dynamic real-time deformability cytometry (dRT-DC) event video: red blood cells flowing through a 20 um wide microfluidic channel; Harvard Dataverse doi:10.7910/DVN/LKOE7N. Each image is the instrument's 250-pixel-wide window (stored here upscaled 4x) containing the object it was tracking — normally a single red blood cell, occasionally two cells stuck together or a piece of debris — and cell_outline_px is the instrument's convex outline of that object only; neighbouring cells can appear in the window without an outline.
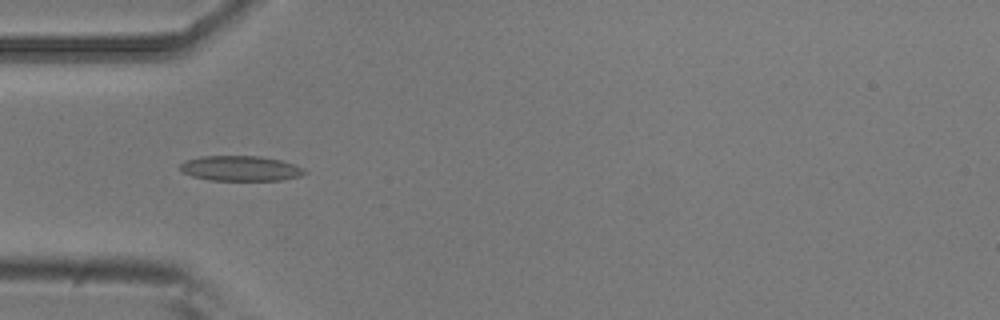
{"species": "common noctule bat (a hibernating species)", "species_latin": "Nyctalus noctula", "temperature_condition": "room temperature", "stored_images_in_passage": 8, "camera_frame_rate_fps": 3000, "um_per_image_px": 0.085, "animal": {"sex": "male", "body_mass_g": 20.5, "forearm_length_mm": 52.5}, "frame": {"image": 1, "passage_image": 3, "time_ms": 0.667, "image_size_px": [1000, 320], "cell_outline_px": [[308, 172], [300, 176], [280, 180], [212, 180], [192, 176], [184, 172], [180, 168], [180, 164], [184, 160], [200, 156], [260, 156], [280, 160], [304, 168]], "centroid_in_image_um": [20.44, 14.31], "position_along_channel_um": 64.6, "area_um2": 18.15}}
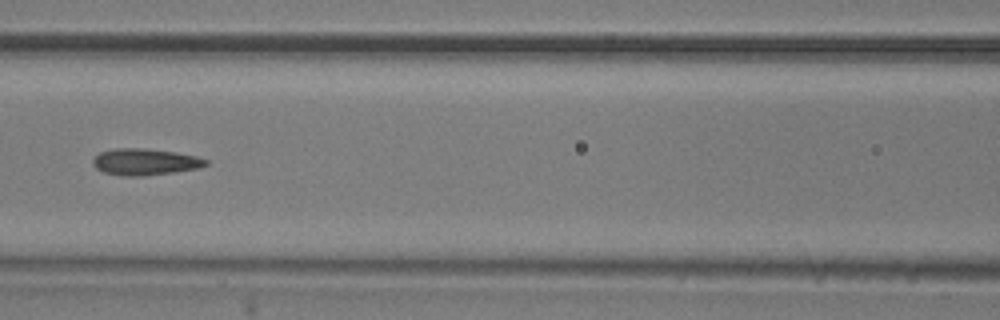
{"frame": {"image": 2, "passage_image": 5, "time_ms": 1.333, "image_size_px": [1000, 320], "cell_outline_px": [[208, 164], [200, 168], [172, 172], [140, 176], [124, 176], [104, 172], [96, 168], [92, 164], [92, 160], [100, 152], [112, 148], [144, 148], [176, 152], [196, 156], [208, 160]], "centroid_in_image_um": [12.32, 13.75], "position_along_channel_um": 154.3, "area_um2": 17.46}}
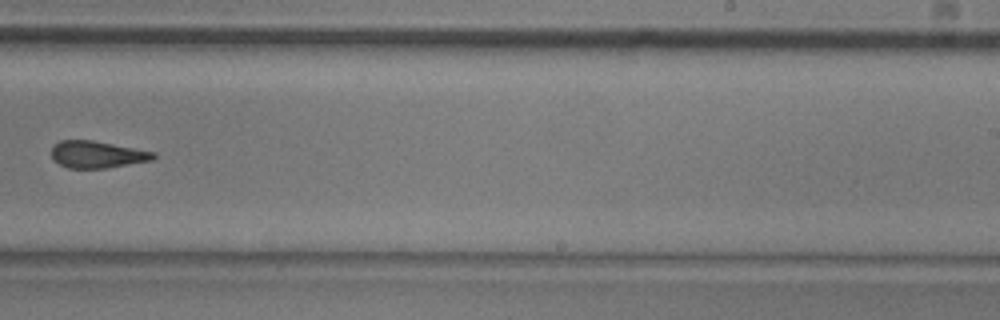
{"frame": {"image": 3, "passage_image": 8, "time_ms": 2.333, "image_size_px": [1000, 320], "cell_outline_px": [[156, 156], [152, 160], [104, 168], [68, 168], [52, 160], [52, 148], [60, 140], [92, 140], [156, 152]], "centroid_in_image_um": [8.25, 13.13], "position_along_channel_um": 280.8, "area_um2": 15.9}}